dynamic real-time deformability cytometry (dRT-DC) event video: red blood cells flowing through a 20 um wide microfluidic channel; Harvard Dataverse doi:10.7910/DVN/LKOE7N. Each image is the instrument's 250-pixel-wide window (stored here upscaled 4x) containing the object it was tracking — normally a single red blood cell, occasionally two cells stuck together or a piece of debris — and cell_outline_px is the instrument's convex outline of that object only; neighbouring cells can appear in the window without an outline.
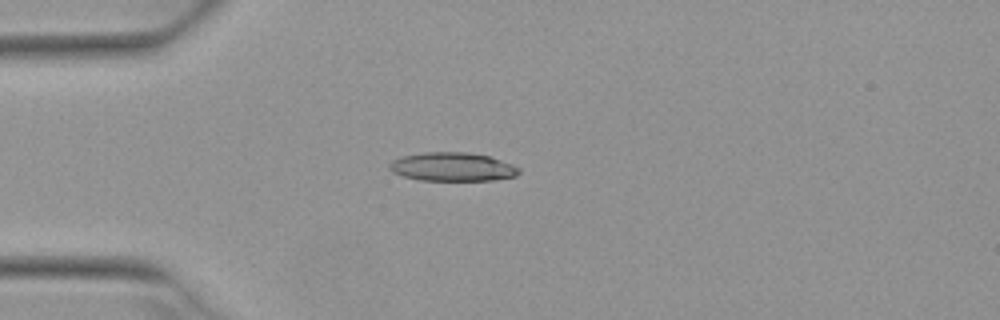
{"species": "Egyptian fruit bat (a non-hibernating species)", "species_latin": "Rousettus aegyptiacus", "temperature_condition": "warm", "stored_images_in_passage": 3, "camera_frame_rate_fps": 3000, "um_per_image_px": 0.085, "animal": {"sex": "female"}, "frame": {"image": 1, "passage_image": 3, "time_ms": 0.667, "image_size_px": [1000, 320], "cell_outline_px": [[520, 172], [516, 176], [492, 180], [420, 180], [404, 176], [392, 172], [388, 168], [388, 164], [392, 160], [404, 156], [424, 152], [468, 152], [488, 156], [512, 164], [520, 168]], "centroid_in_image_um": [38.45, 14.18], "position_along_channel_um": 46.6, "area_um2": 21.56}}